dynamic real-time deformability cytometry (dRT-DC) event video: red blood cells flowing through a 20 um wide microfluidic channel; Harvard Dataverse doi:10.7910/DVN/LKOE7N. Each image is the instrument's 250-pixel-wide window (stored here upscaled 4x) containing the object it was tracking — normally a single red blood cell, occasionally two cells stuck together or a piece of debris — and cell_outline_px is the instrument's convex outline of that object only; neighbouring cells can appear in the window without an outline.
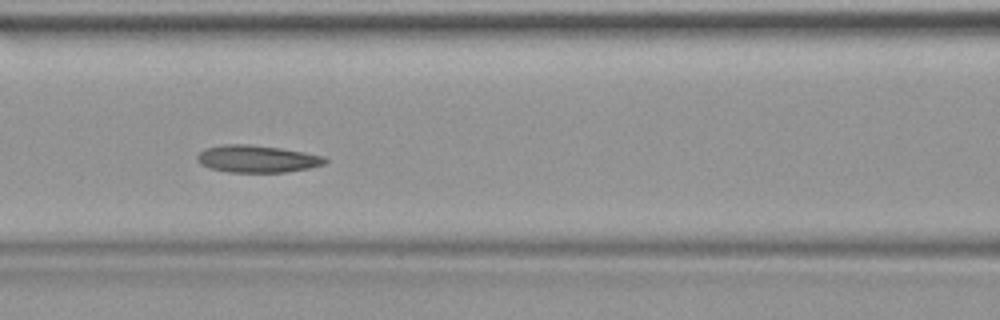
{"species": "common noctule bat (a hibernating species)", "species_latin": "Nyctalus noctula", "temperature_condition": "warm", "stored_images_in_passage": 28, "camera_frame_rate_fps": 3000, "um_per_image_px": 0.085, "animal": {"sex": "female", "body_mass_g": 19.9}, "frame": {"image": 1, "passage_image": 9, "time_ms": 2.667, "image_size_px": [1000, 320], "cell_outline_px": [[328, 160], [324, 164], [308, 168], [284, 172], [228, 172], [208, 168], [200, 164], [196, 160], [196, 156], [204, 148], [220, 144], [248, 144], [280, 148], [304, 152], [324, 156]], "centroid_in_image_um": [21.79, 13.5], "position_along_channel_um": 144.8, "area_um2": 20.4}}